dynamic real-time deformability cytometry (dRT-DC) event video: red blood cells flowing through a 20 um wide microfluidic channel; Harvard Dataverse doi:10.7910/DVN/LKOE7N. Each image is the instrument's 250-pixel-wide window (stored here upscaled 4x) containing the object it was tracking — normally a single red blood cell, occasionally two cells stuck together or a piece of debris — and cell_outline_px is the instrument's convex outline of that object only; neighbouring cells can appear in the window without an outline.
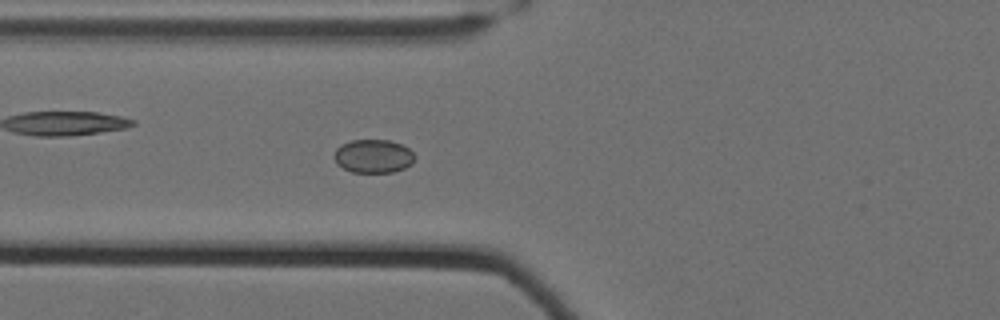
{"species": "Egyptian fruit bat (a non-hibernating species)", "species_latin": "Rousettus aegyptiacus", "temperature_condition": "cold", "stored_images_in_passage": 42, "camera_frame_rate_fps": 3000, "um_per_image_px": 0.085, "animal": {"sex": "female"}, "frame": {"image": 1, "passage_image": 7, "time_ms": 2.0, "image_size_px": [1000, 320], "cell_outline_px": [[416, 156], [412, 164], [404, 168], [392, 172], [352, 172], [336, 164], [332, 156], [336, 148], [340, 144], [352, 140], [388, 140], [400, 144], [408, 148]], "centroid_in_image_um": [31.7, 13.27], "position_along_channel_um": 94.1, "area_um2": 15.84}}
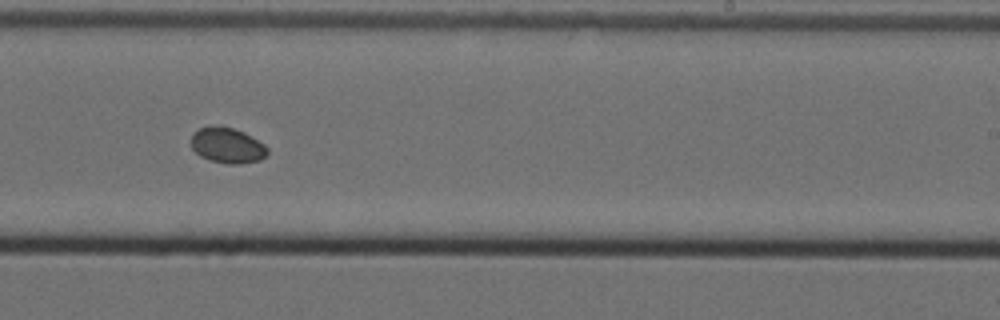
{"frame": {"image": 2, "passage_image": 22, "time_ms": 7.0, "image_size_px": [1000, 320], "cell_outline_px": [[268, 156], [260, 160], [240, 164], [228, 164], [208, 160], [200, 156], [192, 148], [192, 132], [200, 128], [216, 124], [232, 128], [244, 132], [264, 144], [268, 148]], "centroid_in_image_um": [19.33, 12.36], "position_along_channel_um": 269.7, "area_um2": 16.01}}
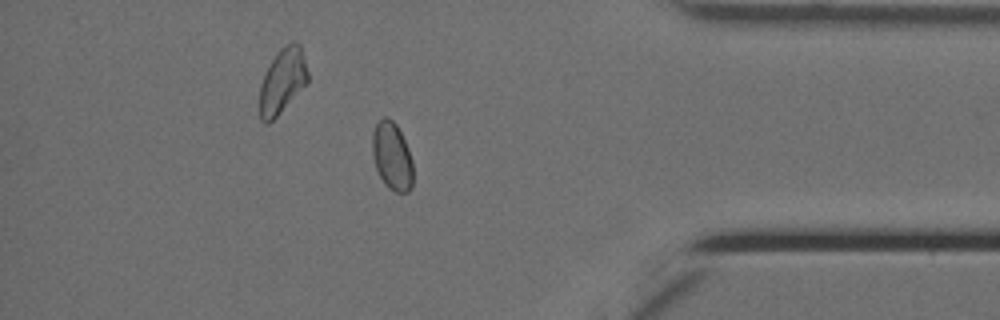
{"frame": {"image": 3, "passage_image": 35, "time_ms": 11.333, "image_size_px": [1000, 320], "cell_outline_px": [[412, 188], [408, 192], [396, 192], [388, 188], [384, 184], [376, 168], [372, 156], [372, 132], [376, 124], [384, 116], [388, 116], [396, 124], [408, 148], [412, 160]], "centroid_in_image_um": [33.31, 13.27], "position_along_channel_um": 401.9, "area_um2": 16.18}}